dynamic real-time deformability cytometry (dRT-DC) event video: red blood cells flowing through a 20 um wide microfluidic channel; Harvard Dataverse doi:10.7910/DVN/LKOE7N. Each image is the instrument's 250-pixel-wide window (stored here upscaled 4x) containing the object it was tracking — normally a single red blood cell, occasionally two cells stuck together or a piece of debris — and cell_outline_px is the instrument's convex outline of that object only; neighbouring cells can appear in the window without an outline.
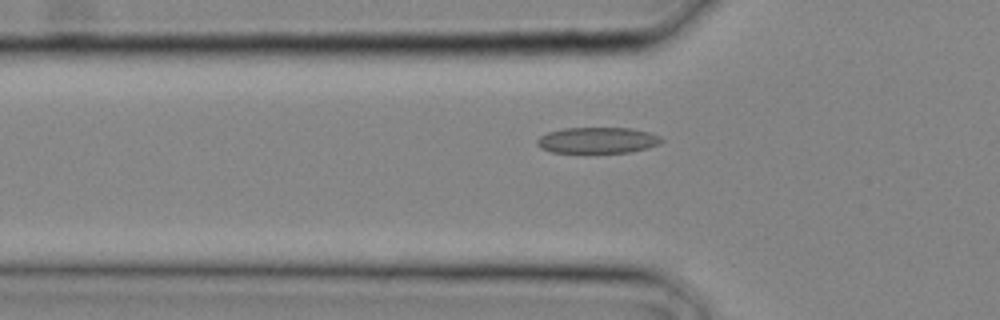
{"species": "common noctule bat (a hibernating species)", "species_latin": "Nyctalus noctula", "temperature_condition": "cold", "stored_images_in_passage": 4, "segment_of_instrument_passage": [1, 2], "camera_frame_rate_fps": 3000, "um_per_image_px": 0.085, "animal": {"sex": "male", "body_mass_g": 20.4}, "frame": {"image": 1, "passage_image": 3, "time_ms": 0.667, "image_size_px": [1000, 320], "cell_outline_px": [[664, 140], [660, 144], [648, 148], [632, 152], [552, 152], [540, 148], [536, 144], [536, 140], [540, 136], [548, 132], [564, 128], [632, 128], [648, 132], [660, 136]], "centroid_in_image_um": [50.8, 11.92], "position_along_channel_um": 75.0, "area_um2": 18.9}}